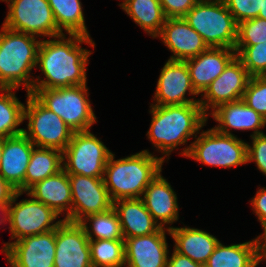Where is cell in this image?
Returning <instances> with one entry per match:
<instances>
[{
	"instance_id": "obj_25",
	"label": "cell",
	"mask_w": 266,
	"mask_h": 267,
	"mask_svg": "<svg viewBox=\"0 0 266 267\" xmlns=\"http://www.w3.org/2000/svg\"><path fill=\"white\" fill-rule=\"evenodd\" d=\"M175 241L174 250L205 265L220 241L209 233L195 228H167Z\"/></svg>"
},
{
	"instance_id": "obj_39",
	"label": "cell",
	"mask_w": 266,
	"mask_h": 267,
	"mask_svg": "<svg viewBox=\"0 0 266 267\" xmlns=\"http://www.w3.org/2000/svg\"><path fill=\"white\" fill-rule=\"evenodd\" d=\"M255 213L261 221L262 227L266 225V189L261 188L257 191L256 196L252 200Z\"/></svg>"
},
{
	"instance_id": "obj_44",
	"label": "cell",
	"mask_w": 266,
	"mask_h": 267,
	"mask_svg": "<svg viewBox=\"0 0 266 267\" xmlns=\"http://www.w3.org/2000/svg\"><path fill=\"white\" fill-rule=\"evenodd\" d=\"M6 210H7V208L3 205V204H0V211L2 212V214H4V216H5V218L3 219H1L0 221V224L3 222V221H5L6 220ZM3 220V221H2Z\"/></svg>"
},
{
	"instance_id": "obj_45",
	"label": "cell",
	"mask_w": 266,
	"mask_h": 267,
	"mask_svg": "<svg viewBox=\"0 0 266 267\" xmlns=\"http://www.w3.org/2000/svg\"><path fill=\"white\" fill-rule=\"evenodd\" d=\"M2 153H3V138L0 137V162L2 158Z\"/></svg>"
},
{
	"instance_id": "obj_6",
	"label": "cell",
	"mask_w": 266,
	"mask_h": 267,
	"mask_svg": "<svg viewBox=\"0 0 266 267\" xmlns=\"http://www.w3.org/2000/svg\"><path fill=\"white\" fill-rule=\"evenodd\" d=\"M46 108L57 114L74 132L89 131L96 116L87 99V87L75 85L55 89H32Z\"/></svg>"
},
{
	"instance_id": "obj_17",
	"label": "cell",
	"mask_w": 266,
	"mask_h": 267,
	"mask_svg": "<svg viewBox=\"0 0 266 267\" xmlns=\"http://www.w3.org/2000/svg\"><path fill=\"white\" fill-rule=\"evenodd\" d=\"M165 229L156 233L125 238V263L127 267H167L168 246Z\"/></svg>"
},
{
	"instance_id": "obj_35",
	"label": "cell",
	"mask_w": 266,
	"mask_h": 267,
	"mask_svg": "<svg viewBox=\"0 0 266 267\" xmlns=\"http://www.w3.org/2000/svg\"><path fill=\"white\" fill-rule=\"evenodd\" d=\"M242 100L266 119V76H252Z\"/></svg>"
},
{
	"instance_id": "obj_32",
	"label": "cell",
	"mask_w": 266,
	"mask_h": 267,
	"mask_svg": "<svg viewBox=\"0 0 266 267\" xmlns=\"http://www.w3.org/2000/svg\"><path fill=\"white\" fill-rule=\"evenodd\" d=\"M86 220L92 222L91 229L95 240H124L119 217L113 207L105 212L84 217L81 222Z\"/></svg>"
},
{
	"instance_id": "obj_42",
	"label": "cell",
	"mask_w": 266,
	"mask_h": 267,
	"mask_svg": "<svg viewBox=\"0 0 266 267\" xmlns=\"http://www.w3.org/2000/svg\"><path fill=\"white\" fill-rule=\"evenodd\" d=\"M263 229H264V233L263 235L258 236L256 239H255V242H256V252H257V264L260 263V261H262V259H266V225L263 226ZM261 240L264 242L261 243Z\"/></svg>"
},
{
	"instance_id": "obj_8",
	"label": "cell",
	"mask_w": 266,
	"mask_h": 267,
	"mask_svg": "<svg viewBox=\"0 0 266 267\" xmlns=\"http://www.w3.org/2000/svg\"><path fill=\"white\" fill-rule=\"evenodd\" d=\"M247 145L234 135H225L212 128L203 131L182 154L206 165L230 168L247 163Z\"/></svg>"
},
{
	"instance_id": "obj_37",
	"label": "cell",
	"mask_w": 266,
	"mask_h": 267,
	"mask_svg": "<svg viewBox=\"0 0 266 267\" xmlns=\"http://www.w3.org/2000/svg\"><path fill=\"white\" fill-rule=\"evenodd\" d=\"M253 146L247 145V162L255 161L258 169L266 175V135L251 136Z\"/></svg>"
},
{
	"instance_id": "obj_9",
	"label": "cell",
	"mask_w": 266,
	"mask_h": 267,
	"mask_svg": "<svg viewBox=\"0 0 266 267\" xmlns=\"http://www.w3.org/2000/svg\"><path fill=\"white\" fill-rule=\"evenodd\" d=\"M112 152L90 131L74 132L63 151V169L67 174L103 178Z\"/></svg>"
},
{
	"instance_id": "obj_41",
	"label": "cell",
	"mask_w": 266,
	"mask_h": 267,
	"mask_svg": "<svg viewBox=\"0 0 266 267\" xmlns=\"http://www.w3.org/2000/svg\"><path fill=\"white\" fill-rule=\"evenodd\" d=\"M16 193L17 189L0 175V204L7 208Z\"/></svg>"
},
{
	"instance_id": "obj_24",
	"label": "cell",
	"mask_w": 266,
	"mask_h": 267,
	"mask_svg": "<svg viewBox=\"0 0 266 267\" xmlns=\"http://www.w3.org/2000/svg\"><path fill=\"white\" fill-rule=\"evenodd\" d=\"M141 199L153 219L161 220V227L178 220L177 196L160 172L146 187Z\"/></svg>"
},
{
	"instance_id": "obj_12",
	"label": "cell",
	"mask_w": 266,
	"mask_h": 267,
	"mask_svg": "<svg viewBox=\"0 0 266 267\" xmlns=\"http://www.w3.org/2000/svg\"><path fill=\"white\" fill-rule=\"evenodd\" d=\"M68 176L72 193V212L64 220L80 223L84 217L105 212L113 207L103 178L78 174Z\"/></svg>"
},
{
	"instance_id": "obj_1",
	"label": "cell",
	"mask_w": 266,
	"mask_h": 267,
	"mask_svg": "<svg viewBox=\"0 0 266 267\" xmlns=\"http://www.w3.org/2000/svg\"><path fill=\"white\" fill-rule=\"evenodd\" d=\"M58 36L60 40L41 41L37 65L44 73L46 80L34 81L33 89H55L86 84V65L90 51L81 48L80 43L85 42L95 47L90 37L78 34ZM72 37V38H71Z\"/></svg>"
},
{
	"instance_id": "obj_40",
	"label": "cell",
	"mask_w": 266,
	"mask_h": 267,
	"mask_svg": "<svg viewBox=\"0 0 266 267\" xmlns=\"http://www.w3.org/2000/svg\"><path fill=\"white\" fill-rule=\"evenodd\" d=\"M201 263L195 262L188 256L174 250L172 257L167 261V267H202Z\"/></svg>"
},
{
	"instance_id": "obj_31",
	"label": "cell",
	"mask_w": 266,
	"mask_h": 267,
	"mask_svg": "<svg viewBox=\"0 0 266 267\" xmlns=\"http://www.w3.org/2000/svg\"><path fill=\"white\" fill-rule=\"evenodd\" d=\"M12 88H0L7 92L0 95V137L8 138L23 133V128L16 129L24 121L25 106L18 101Z\"/></svg>"
},
{
	"instance_id": "obj_23",
	"label": "cell",
	"mask_w": 266,
	"mask_h": 267,
	"mask_svg": "<svg viewBox=\"0 0 266 267\" xmlns=\"http://www.w3.org/2000/svg\"><path fill=\"white\" fill-rule=\"evenodd\" d=\"M27 191L28 196L52 208L59 215L62 211L68 210L64 219L70 216L72 212V193L69 176L64 169L35 183Z\"/></svg>"
},
{
	"instance_id": "obj_15",
	"label": "cell",
	"mask_w": 266,
	"mask_h": 267,
	"mask_svg": "<svg viewBox=\"0 0 266 267\" xmlns=\"http://www.w3.org/2000/svg\"><path fill=\"white\" fill-rule=\"evenodd\" d=\"M54 267H92L89 239L80 223L63 219L56 228Z\"/></svg>"
},
{
	"instance_id": "obj_20",
	"label": "cell",
	"mask_w": 266,
	"mask_h": 267,
	"mask_svg": "<svg viewBox=\"0 0 266 267\" xmlns=\"http://www.w3.org/2000/svg\"><path fill=\"white\" fill-rule=\"evenodd\" d=\"M235 56L236 51L232 48L214 47L208 48L194 58L186 60L191 83L195 91L198 94L203 93Z\"/></svg>"
},
{
	"instance_id": "obj_46",
	"label": "cell",
	"mask_w": 266,
	"mask_h": 267,
	"mask_svg": "<svg viewBox=\"0 0 266 267\" xmlns=\"http://www.w3.org/2000/svg\"><path fill=\"white\" fill-rule=\"evenodd\" d=\"M125 1V2H124ZM123 1V3L120 5L121 7L125 4V3H127L129 0H124Z\"/></svg>"
},
{
	"instance_id": "obj_29",
	"label": "cell",
	"mask_w": 266,
	"mask_h": 267,
	"mask_svg": "<svg viewBox=\"0 0 266 267\" xmlns=\"http://www.w3.org/2000/svg\"><path fill=\"white\" fill-rule=\"evenodd\" d=\"M89 239L92 267L125 266L124 240H95L86 222H80Z\"/></svg>"
},
{
	"instance_id": "obj_43",
	"label": "cell",
	"mask_w": 266,
	"mask_h": 267,
	"mask_svg": "<svg viewBox=\"0 0 266 267\" xmlns=\"http://www.w3.org/2000/svg\"><path fill=\"white\" fill-rule=\"evenodd\" d=\"M258 17L266 19V0H262L261 10Z\"/></svg>"
},
{
	"instance_id": "obj_28",
	"label": "cell",
	"mask_w": 266,
	"mask_h": 267,
	"mask_svg": "<svg viewBox=\"0 0 266 267\" xmlns=\"http://www.w3.org/2000/svg\"><path fill=\"white\" fill-rule=\"evenodd\" d=\"M122 9L153 38L161 32L166 21L159 0H129Z\"/></svg>"
},
{
	"instance_id": "obj_22",
	"label": "cell",
	"mask_w": 266,
	"mask_h": 267,
	"mask_svg": "<svg viewBox=\"0 0 266 267\" xmlns=\"http://www.w3.org/2000/svg\"><path fill=\"white\" fill-rule=\"evenodd\" d=\"M113 208L119 217L124 239L153 234L161 228L146 209L141 197L114 201Z\"/></svg>"
},
{
	"instance_id": "obj_26",
	"label": "cell",
	"mask_w": 266,
	"mask_h": 267,
	"mask_svg": "<svg viewBox=\"0 0 266 267\" xmlns=\"http://www.w3.org/2000/svg\"><path fill=\"white\" fill-rule=\"evenodd\" d=\"M63 152L52 148H33L24 178V192L35 183L63 169Z\"/></svg>"
},
{
	"instance_id": "obj_21",
	"label": "cell",
	"mask_w": 266,
	"mask_h": 267,
	"mask_svg": "<svg viewBox=\"0 0 266 267\" xmlns=\"http://www.w3.org/2000/svg\"><path fill=\"white\" fill-rule=\"evenodd\" d=\"M211 114L219 122V126H215L214 129L225 135H233L228 130V128H233L237 130L255 129L251 136H256L263 134L258 129L266 125V119L249 107L242 99L222 104Z\"/></svg>"
},
{
	"instance_id": "obj_11",
	"label": "cell",
	"mask_w": 266,
	"mask_h": 267,
	"mask_svg": "<svg viewBox=\"0 0 266 267\" xmlns=\"http://www.w3.org/2000/svg\"><path fill=\"white\" fill-rule=\"evenodd\" d=\"M9 12L3 25L11 30L31 35L57 38L62 35L55 22L48 0H3Z\"/></svg>"
},
{
	"instance_id": "obj_2",
	"label": "cell",
	"mask_w": 266,
	"mask_h": 267,
	"mask_svg": "<svg viewBox=\"0 0 266 267\" xmlns=\"http://www.w3.org/2000/svg\"><path fill=\"white\" fill-rule=\"evenodd\" d=\"M151 107L153 116L147 135L167 156L175 147L186 143L207 120L199 103Z\"/></svg>"
},
{
	"instance_id": "obj_4",
	"label": "cell",
	"mask_w": 266,
	"mask_h": 267,
	"mask_svg": "<svg viewBox=\"0 0 266 267\" xmlns=\"http://www.w3.org/2000/svg\"><path fill=\"white\" fill-rule=\"evenodd\" d=\"M0 32V88L17 89L25 84L31 93L34 80L30 71L37 65L41 41L31 34L14 31L4 25ZM23 82V83H21Z\"/></svg>"
},
{
	"instance_id": "obj_13",
	"label": "cell",
	"mask_w": 266,
	"mask_h": 267,
	"mask_svg": "<svg viewBox=\"0 0 266 267\" xmlns=\"http://www.w3.org/2000/svg\"><path fill=\"white\" fill-rule=\"evenodd\" d=\"M56 229L6 243L2 249L11 267H54Z\"/></svg>"
},
{
	"instance_id": "obj_14",
	"label": "cell",
	"mask_w": 266,
	"mask_h": 267,
	"mask_svg": "<svg viewBox=\"0 0 266 267\" xmlns=\"http://www.w3.org/2000/svg\"><path fill=\"white\" fill-rule=\"evenodd\" d=\"M251 77L241 60L235 56L204 90L205 100L199 101L203 113L207 116L206 110L209 106L215 110L222 104L241 100Z\"/></svg>"
},
{
	"instance_id": "obj_7",
	"label": "cell",
	"mask_w": 266,
	"mask_h": 267,
	"mask_svg": "<svg viewBox=\"0 0 266 267\" xmlns=\"http://www.w3.org/2000/svg\"><path fill=\"white\" fill-rule=\"evenodd\" d=\"M24 120L28 131L23 134L37 147L52 148L63 152L74 131L54 112L46 108L33 94L27 93Z\"/></svg>"
},
{
	"instance_id": "obj_3",
	"label": "cell",
	"mask_w": 266,
	"mask_h": 267,
	"mask_svg": "<svg viewBox=\"0 0 266 267\" xmlns=\"http://www.w3.org/2000/svg\"><path fill=\"white\" fill-rule=\"evenodd\" d=\"M163 162L164 157H154L147 150L119 160H114L111 154L103 180L112 201L140 198L150 182L162 171Z\"/></svg>"
},
{
	"instance_id": "obj_18",
	"label": "cell",
	"mask_w": 266,
	"mask_h": 267,
	"mask_svg": "<svg viewBox=\"0 0 266 267\" xmlns=\"http://www.w3.org/2000/svg\"><path fill=\"white\" fill-rule=\"evenodd\" d=\"M157 36H161L165 45L173 52L170 60L186 61L209 48L183 18H166Z\"/></svg>"
},
{
	"instance_id": "obj_5",
	"label": "cell",
	"mask_w": 266,
	"mask_h": 267,
	"mask_svg": "<svg viewBox=\"0 0 266 267\" xmlns=\"http://www.w3.org/2000/svg\"><path fill=\"white\" fill-rule=\"evenodd\" d=\"M183 19L203 38L209 48H235L238 23L224 0H198Z\"/></svg>"
},
{
	"instance_id": "obj_27",
	"label": "cell",
	"mask_w": 266,
	"mask_h": 267,
	"mask_svg": "<svg viewBox=\"0 0 266 267\" xmlns=\"http://www.w3.org/2000/svg\"><path fill=\"white\" fill-rule=\"evenodd\" d=\"M257 265L255 239L230 246H224L219 242L205 264L206 267H256Z\"/></svg>"
},
{
	"instance_id": "obj_19",
	"label": "cell",
	"mask_w": 266,
	"mask_h": 267,
	"mask_svg": "<svg viewBox=\"0 0 266 267\" xmlns=\"http://www.w3.org/2000/svg\"><path fill=\"white\" fill-rule=\"evenodd\" d=\"M35 145L22 133L3 138L0 175L17 191L24 192V178Z\"/></svg>"
},
{
	"instance_id": "obj_33",
	"label": "cell",
	"mask_w": 266,
	"mask_h": 267,
	"mask_svg": "<svg viewBox=\"0 0 266 267\" xmlns=\"http://www.w3.org/2000/svg\"><path fill=\"white\" fill-rule=\"evenodd\" d=\"M234 50L251 76H266V42L252 46H235Z\"/></svg>"
},
{
	"instance_id": "obj_38",
	"label": "cell",
	"mask_w": 266,
	"mask_h": 267,
	"mask_svg": "<svg viewBox=\"0 0 266 267\" xmlns=\"http://www.w3.org/2000/svg\"><path fill=\"white\" fill-rule=\"evenodd\" d=\"M166 18H183L198 0H159Z\"/></svg>"
},
{
	"instance_id": "obj_36",
	"label": "cell",
	"mask_w": 266,
	"mask_h": 267,
	"mask_svg": "<svg viewBox=\"0 0 266 267\" xmlns=\"http://www.w3.org/2000/svg\"><path fill=\"white\" fill-rule=\"evenodd\" d=\"M237 23L259 16L262 0H224Z\"/></svg>"
},
{
	"instance_id": "obj_30",
	"label": "cell",
	"mask_w": 266,
	"mask_h": 267,
	"mask_svg": "<svg viewBox=\"0 0 266 267\" xmlns=\"http://www.w3.org/2000/svg\"><path fill=\"white\" fill-rule=\"evenodd\" d=\"M58 30L67 31L68 35L78 34L90 37L85 26L80 0H48Z\"/></svg>"
},
{
	"instance_id": "obj_10",
	"label": "cell",
	"mask_w": 266,
	"mask_h": 267,
	"mask_svg": "<svg viewBox=\"0 0 266 267\" xmlns=\"http://www.w3.org/2000/svg\"><path fill=\"white\" fill-rule=\"evenodd\" d=\"M22 193L17 191L6 210V220L10 223L11 239L17 238L16 241H18L27 236L49 232L60 225L63 220L51 225L59 214L36 199L21 200L12 206Z\"/></svg>"
},
{
	"instance_id": "obj_34",
	"label": "cell",
	"mask_w": 266,
	"mask_h": 267,
	"mask_svg": "<svg viewBox=\"0 0 266 267\" xmlns=\"http://www.w3.org/2000/svg\"><path fill=\"white\" fill-rule=\"evenodd\" d=\"M266 42V19L257 17L238 23L236 46H252Z\"/></svg>"
},
{
	"instance_id": "obj_16",
	"label": "cell",
	"mask_w": 266,
	"mask_h": 267,
	"mask_svg": "<svg viewBox=\"0 0 266 267\" xmlns=\"http://www.w3.org/2000/svg\"><path fill=\"white\" fill-rule=\"evenodd\" d=\"M191 95L198 93L192 86L190 74L185 61L168 60L161 70L156 93L155 105H181L199 103L200 100L186 99V91Z\"/></svg>"
}]
</instances>
